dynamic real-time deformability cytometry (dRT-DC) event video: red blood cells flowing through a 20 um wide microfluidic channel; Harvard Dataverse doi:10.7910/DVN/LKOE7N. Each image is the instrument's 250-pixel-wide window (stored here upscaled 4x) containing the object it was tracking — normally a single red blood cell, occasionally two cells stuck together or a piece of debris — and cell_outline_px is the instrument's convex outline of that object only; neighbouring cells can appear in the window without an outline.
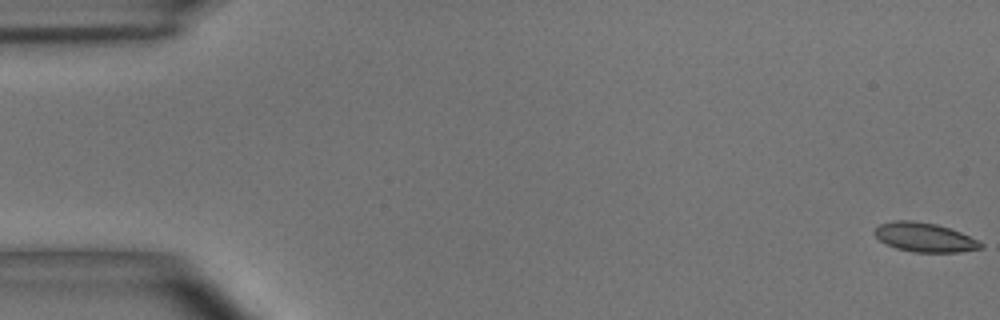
{"species": "common noctule bat (a hibernating species)", "species_latin": "Nyctalus noctula", "temperature_condition": "room temperature", "stored_images_in_passage": 55, "camera_frame_rate_fps": 3000, "um_per_image_px": 0.085, "animal": {"sex": "male", "body_mass_g": 15.6}, "frame": {"image": 1, "passage_image": 1, "time_ms": 0.0, "image_size_px": [1000, 320], "cell_outline_px": [[984, 248], [960, 252], [916, 252], [896, 248], [880, 240], [872, 232], [880, 224], [896, 220], [912, 220], [936, 224], [960, 232], [984, 244]], "centroid_in_image_um": [78.59, 20.17], "position_along_channel_um": 6.4, "area_um2": 17.86}}
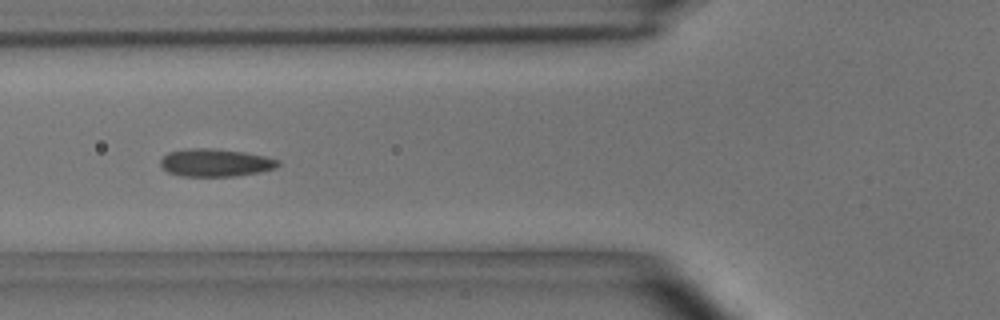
{"frame": {"image": 2, "passage_image": 21, "time_ms": 6.667, "image_size_px": [1000, 320], "cell_outline_px": [[280, 164], [276, 168], [260, 172], [236, 176], [180, 176], [168, 172], [160, 168], [160, 160], [168, 152], [196, 148], [208, 148], [244, 152], [264, 156], [280, 160]], "centroid_in_image_um": [18.31, 13.84], "position_along_channel_um": 107.5, "area_um2": 19.02}}
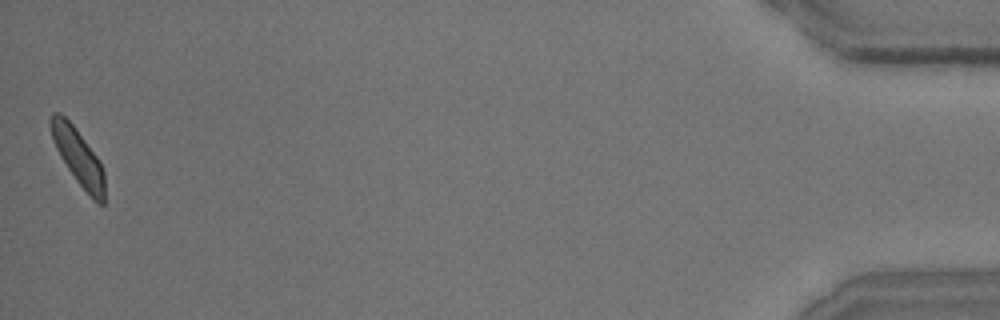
{"frame": {"image": 3, "passage_image": 55, "time_ms": 18.0, "image_size_px": [1000, 320], "cell_outline_px": [[104, 204], [96, 204], [92, 200], [76, 180], [60, 156], [56, 148], [48, 124], [48, 120], [52, 112], [60, 112], [72, 124], [100, 160], [104, 172]], "centroid_in_image_um": [6.64, 13.34], "position_along_channel_um": 428.6, "area_um2": 17.69}, "authors_computed_cell_mechanics": {"area_um2": 18.3804, "velocity_mm_per_s": 3.6436, "shape_relaxation_time_tau1_ms": 5.491, "shape_relaxation_time_tau2_ms": 1.2402, "deformation_change_tau1": 0.1255, "deformation_change_tau2": 0.0612}}